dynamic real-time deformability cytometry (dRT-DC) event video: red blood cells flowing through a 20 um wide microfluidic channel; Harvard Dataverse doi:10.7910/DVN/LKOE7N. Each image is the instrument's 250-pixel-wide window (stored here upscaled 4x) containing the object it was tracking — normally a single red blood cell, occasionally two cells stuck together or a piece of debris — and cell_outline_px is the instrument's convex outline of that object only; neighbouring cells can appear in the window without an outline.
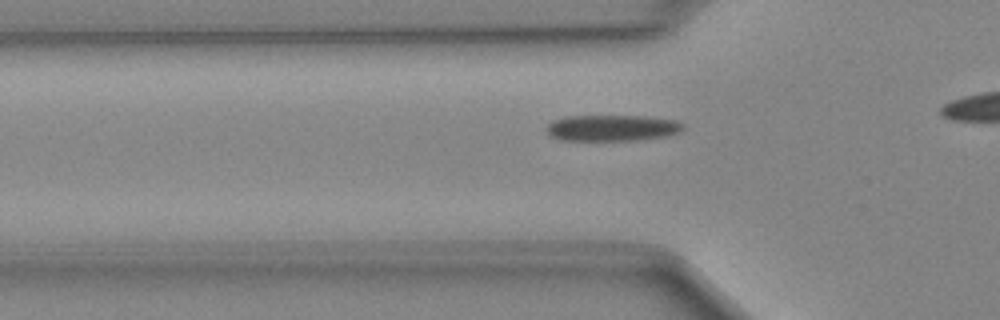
{"species": "Egyptian fruit bat (a non-hibernating species)", "species_latin": "Rousettus aegyptiacus", "temperature_condition": "cold", "stored_images_in_passage": 32, "camera_frame_rate_fps": 3000, "um_per_image_px": 0.085, "animal": {"sex": "female"}, "frame": {"image": 1, "passage_image": 8, "time_ms": 2.333, "image_size_px": [1000, 320], "cell_outline_px": [[684, 132], [664, 136], [640, 140], [560, 140], [548, 136], [544, 128], [552, 120], [564, 116], [648, 116], [676, 120], [684, 124]], "centroid_in_image_um": [52.01, 10.87], "position_along_channel_um": 73.8, "area_um2": 21.27}}
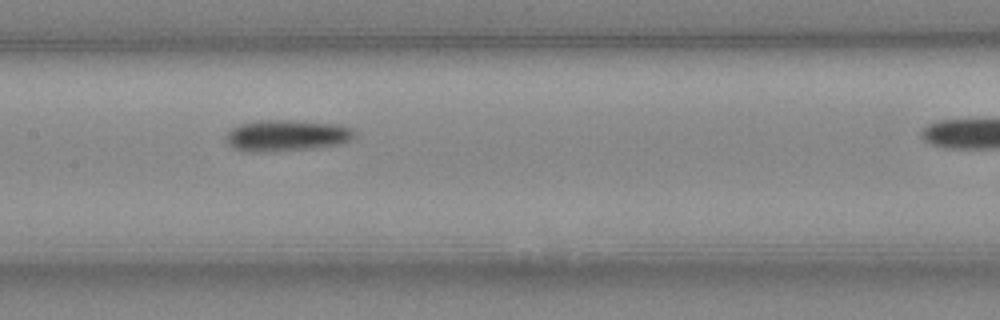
{"frame": {"image": 2, "passage_image": 16, "time_ms": 5.0, "image_size_px": [1000, 320], "cell_outline_px": [[356, 136], [352, 140], [344, 144], [316, 148], [232, 148], [228, 144], [224, 136], [232, 128], [240, 124], [260, 120], [288, 120], [336, 124], [352, 128], [356, 132]], "centroid_in_image_um": [24.49, 11.46], "position_along_channel_um": 182.9, "area_um2": 22.37}}
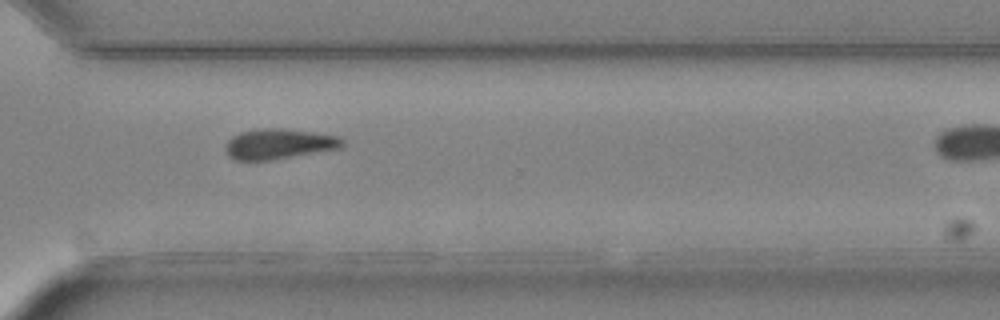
{"frame": {"image": 3, "passage_image": 28, "time_ms": 9.0, "image_size_px": [1000, 320], "cell_outline_px": [[344, 144], [340, 148], [268, 160], [236, 160], [228, 156], [224, 144], [232, 136], [240, 132], [264, 128], [284, 128], [340, 136], [344, 140]], "centroid_in_image_um": [23.69, 12.22], "position_along_channel_um": 346.9, "area_um2": 20.52}}